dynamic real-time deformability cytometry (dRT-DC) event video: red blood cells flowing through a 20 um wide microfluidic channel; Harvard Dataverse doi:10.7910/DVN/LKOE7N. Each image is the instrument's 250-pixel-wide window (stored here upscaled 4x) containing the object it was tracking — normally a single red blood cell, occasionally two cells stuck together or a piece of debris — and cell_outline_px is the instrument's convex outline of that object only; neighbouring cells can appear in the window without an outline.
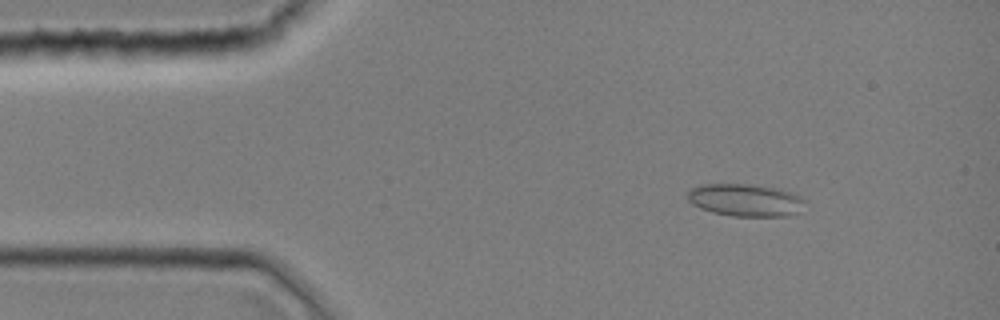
{"species": "common noctule bat (a hibernating species)", "species_latin": "Nyctalus noctula", "temperature_condition": "room temperature", "stored_images_in_passage": 43, "camera_frame_rate_fps": 3000, "um_per_image_px": 0.085, "animal": {"sex": "female", "body_mass_g": 19.0, "forearm_length_mm": 51.5}, "frame": {"image": 1, "passage_image": 5, "time_ms": 1.333, "image_size_px": [1000, 320], "cell_outline_px": [[804, 200], [796, 212], [788, 216], [732, 216], [700, 208], [692, 204], [688, 200], [688, 188], [700, 184], [748, 184], [780, 188], [800, 196]], "centroid_in_image_um": [63.3, 16.99], "position_along_channel_um": 21.7, "area_um2": 22.02}}
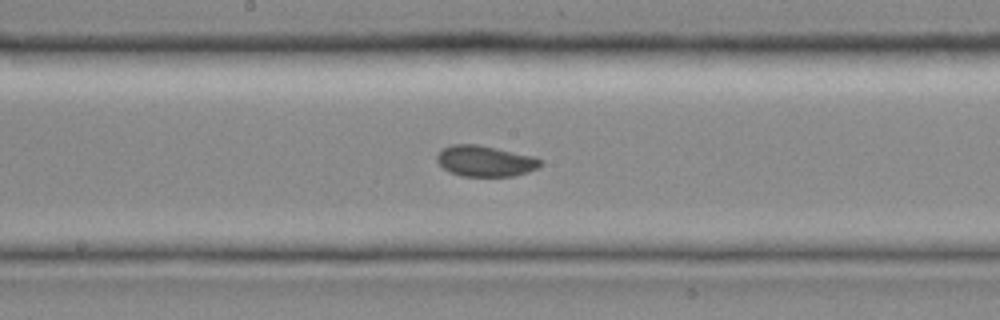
{"frame": {"image": 2, "passage_image": 22, "time_ms": 7.0, "image_size_px": [1000, 320], "cell_outline_px": [[544, 164], [528, 172], [512, 176], [464, 176], [452, 172], [444, 168], [436, 160], [436, 156], [440, 148], [452, 144], [480, 144], [536, 156], [544, 160]], "centroid_in_image_um": [41.28, 13.66], "position_along_channel_um": 206.9, "area_um2": 18.96}}
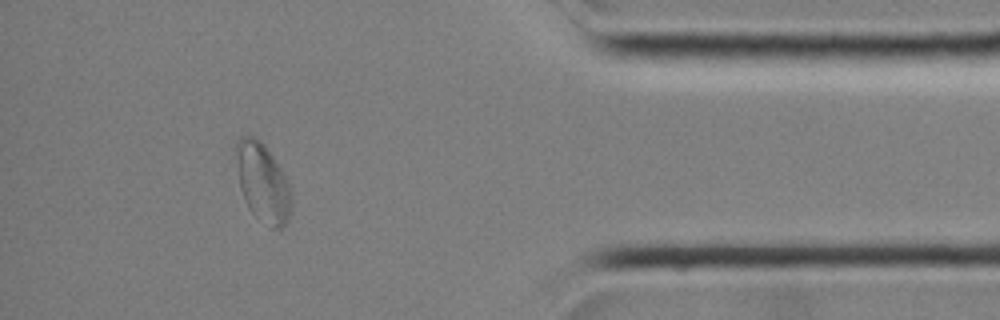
{"frame": {"image": 3, "passage_image": 38, "time_ms": 12.333, "image_size_px": [1000, 320], "cell_outline_px": [[292, 204], [288, 220], [280, 228], [272, 228], [256, 216], [248, 208], [244, 200], [240, 188], [232, 148], [236, 140], [240, 136], [252, 136], [260, 140], [264, 144], [280, 168], [292, 192]], "centroid_in_image_um": [22.28, 15.47], "position_along_channel_um": 412.9, "area_um2": 25.72}}